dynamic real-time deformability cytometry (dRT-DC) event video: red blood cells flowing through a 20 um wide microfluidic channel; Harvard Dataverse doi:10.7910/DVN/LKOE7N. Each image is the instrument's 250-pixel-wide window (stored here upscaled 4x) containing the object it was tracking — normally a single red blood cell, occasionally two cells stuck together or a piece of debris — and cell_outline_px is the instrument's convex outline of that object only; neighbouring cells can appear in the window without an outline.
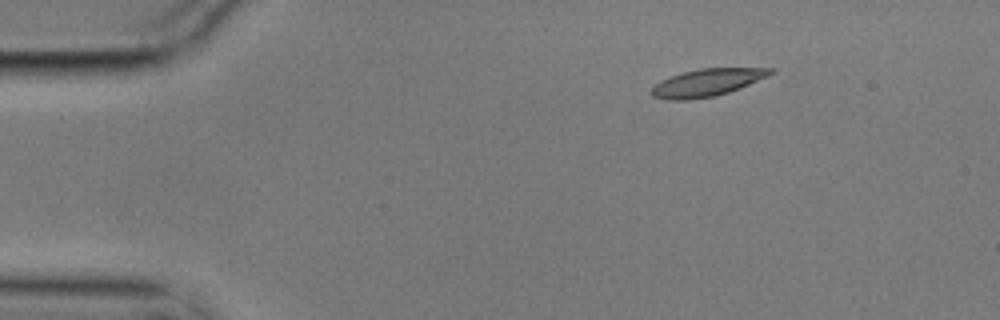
{"species": "common noctule bat (a hibernating species)", "species_latin": "Nyctalus noctula", "temperature_condition": "cold", "stored_images_in_passage": 3, "camera_frame_rate_fps": 3000, "um_per_image_px": 0.085, "animal": {"sex": "male", "body_mass_g": 17.9}, "frame": {"image": 1, "passage_image": 1, "time_ms": 0.0, "image_size_px": [1000, 320], "cell_outline_px": [[776, 72], [768, 76], [740, 88], [728, 92], [712, 96], [688, 100], [668, 100], [652, 96], [648, 92], [660, 80], [684, 72], [700, 68], [776, 68]], "centroid_in_image_um": [60.1, 7.01], "position_along_channel_um": 24.9, "area_um2": 18.96}}